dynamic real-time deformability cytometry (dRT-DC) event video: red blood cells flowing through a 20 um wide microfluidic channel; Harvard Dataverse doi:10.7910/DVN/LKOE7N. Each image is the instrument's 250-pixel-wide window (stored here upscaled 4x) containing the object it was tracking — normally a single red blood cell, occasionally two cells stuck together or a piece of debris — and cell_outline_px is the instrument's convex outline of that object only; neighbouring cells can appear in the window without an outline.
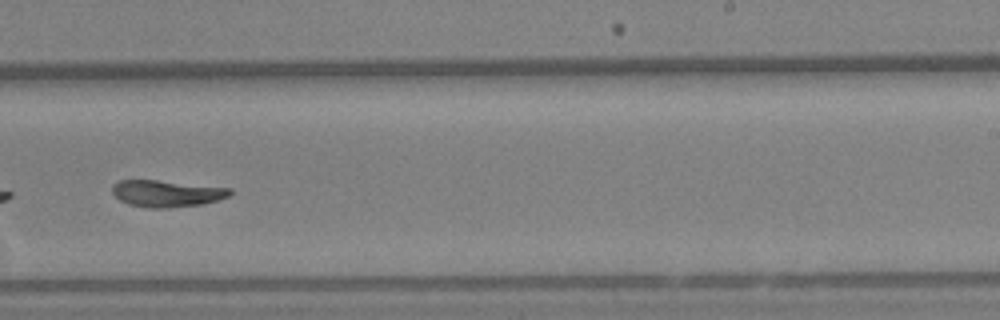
{"species": "Egyptian fruit bat (a non-hibernating species)", "species_latin": "Rousettus aegyptiacus", "temperature_condition": "warm", "stored_images_in_passage": 42, "camera_frame_rate_fps": 3000, "um_per_image_px": 0.085, "animal": {"sex": "female"}, "frame": {"image": 1, "passage_image": 19, "time_ms": 6.0, "image_size_px": [1000, 320], "cell_outline_px": [[232, 192], [228, 196], [204, 204], [168, 208], [152, 208], [128, 204], [120, 200], [112, 192], [112, 184], [120, 180], [156, 180], [232, 188]], "centroid_in_image_um": [14.16, 16.44], "position_along_channel_um": 274.8, "area_um2": 18.26}, "authors_computed_cell_mechanics": {"area_um2": 18.4093, "velocity_mm_per_s": 3.413, "shape_relaxation_time_tau1_ms": 10.5574, "shape_relaxation_time_tau2_ms": 3.6093, "deformation_change_tau1": 0.2824, "deformation_change_tau2": 0.0934}}